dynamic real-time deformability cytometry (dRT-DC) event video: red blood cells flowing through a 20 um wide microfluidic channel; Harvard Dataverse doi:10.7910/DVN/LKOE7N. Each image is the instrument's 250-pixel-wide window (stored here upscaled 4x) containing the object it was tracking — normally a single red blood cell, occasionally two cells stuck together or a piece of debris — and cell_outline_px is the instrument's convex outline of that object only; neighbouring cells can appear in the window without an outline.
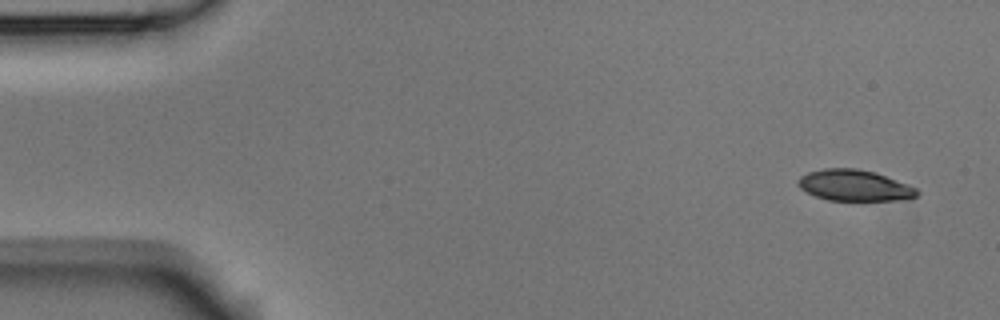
{"species": "Egyptian fruit bat (a non-hibernating species)", "species_latin": "Rousettus aegyptiacus", "temperature_condition": "room temperature", "stored_images_in_passage": 4, "camera_frame_rate_fps": 3000, "um_per_image_px": 0.085, "animal": {"sex": "male"}, "frame": {"image": 1, "passage_image": 1, "time_ms": 0.0, "image_size_px": [1000, 320], "cell_outline_px": [[920, 192], [916, 196], [908, 200], [828, 200], [816, 196], [800, 188], [796, 184], [796, 180], [800, 176], [808, 172], [824, 168], [856, 168], [876, 172], [908, 184], [916, 188]], "centroid_in_image_um": [72.63, 15.75], "position_along_channel_um": 12.4, "area_um2": 21.73}}
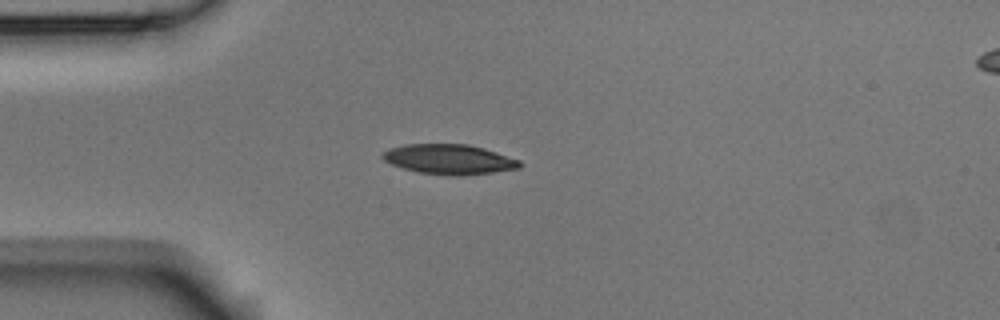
{"frame": {"image": 2, "passage_image": 4, "time_ms": 1.0, "image_size_px": [1000, 320], "cell_outline_px": [[520, 168], [492, 172], [460, 176], [448, 176], [420, 172], [404, 168], [392, 164], [384, 160], [380, 156], [388, 148], [404, 144], [468, 144], [484, 148], [520, 160]], "centroid_in_image_um": [38.16, 13.53], "position_along_channel_um": 46.8, "area_um2": 23.87}}